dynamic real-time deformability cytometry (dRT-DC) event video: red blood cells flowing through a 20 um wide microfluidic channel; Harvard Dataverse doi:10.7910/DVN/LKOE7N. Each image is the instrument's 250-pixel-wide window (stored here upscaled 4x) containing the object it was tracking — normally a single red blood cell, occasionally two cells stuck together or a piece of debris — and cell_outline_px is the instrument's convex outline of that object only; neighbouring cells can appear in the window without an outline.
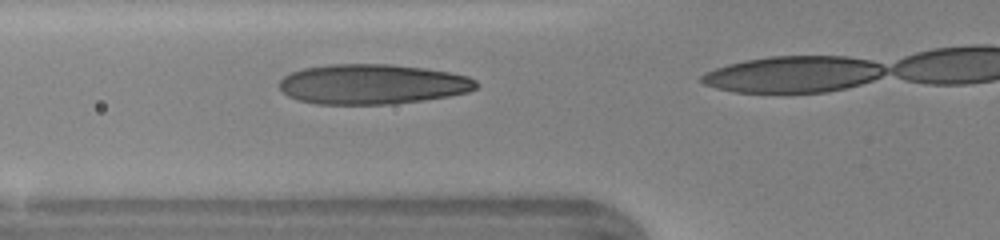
{"species": "human", "species_latin": "Homo sapiens", "temperature_condition": "warm", "stored_images_in_passage": 6, "camera_frame_rate_fps": 3000, "um_per_image_px": 0.085, "donor": {"sex": "female"}, "frame": {"image": 1, "passage_image": 3, "time_ms": 0.667, "image_size_px": [1000, 240], "cell_outline_px": [[480, 84], [476, 88], [468, 92], [448, 96], [424, 100], [392, 104], [316, 104], [300, 100], [288, 96], [280, 88], [280, 80], [284, 76], [292, 72], [304, 68], [328, 64], [388, 64], [424, 68], [448, 72], [468, 76], [476, 80]], "centroid_in_image_um": [31.67, 7.15], "position_along_channel_um": 94.1, "area_um2": 45.89}}